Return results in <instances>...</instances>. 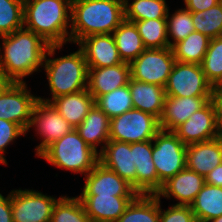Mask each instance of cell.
<instances>
[{"instance_id":"cell-1","label":"cell","mask_w":222,"mask_h":222,"mask_svg":"<svg viewBox=\"0 0 222 222\" xmlns=\"http://www.w3.org/2000/svg\"><path fill=\"white\" fill-rule=\"evenodd\" d=\"M49 45L40 35L24 27L1 36V71L12 82L25 83V78L31 77L35 72H42Z\"/></svg>"},{"instance_id":"cell-2","label":"cell","mask_w":222,"mask_h":222,"mask_svg":"<svg viewBox=\"0 0 222 222\" xmlns=\"http://www.w3.org/2000/svg\"><path fill=\"white\" fill-rule=\"evenodd\" d=\"M72 0H24L23 27L50 45L70 43Z\"/></svg>"},{"instance_id":"cell-3","label":"cell","mask_w":222,"mask_h":222,"mask_svg":"<svg viewBox=\"0 0 222 222\" xmlns=\"http://www.w3.org/2000/svg\"><path fill=\"white\" fill-rule=\"evenodd\" d=\"M125 20L122 0H72L70 44L100 34H112Z\"/></svg>"},{"instance_id":"cell-4","label":"cell","mask_w":222,"mask_h":222,"mask_svg":"<svg viewBox=\"0 0 222 222\" xmlns=\"http://www.w3.org/2000/svg\"><path fill=\"white\" fill-rule=\"evenodd\" d=\"M64 45H49L45 54L44 70L50 91V97L38 96V99L50 103L56 97L76 93L87 89L88 66L82 50L55 57L57 50Z\"/></svg>"},{"instance_id":"cell-5","label":"cell","mask_w":222,"mask_h":222,"mask_svg":"<svg viewBox=\"0 0 222 222\" xmlns=\"http://www.w3.org/2000/svg\"><path fill=\"white\" fill-rule=\"evenodd\" d=\"M54 167L87 175L99 162V153L91 148L74 128L49 145L39 156Z\"/></svg>"},{"instance_id":"cell-6","label":"cell","mask_w":222,"mask_h":222,"mask_svg":"<svg viewBox=\"0 0 222 222\" xmlns=\"http://www.w3.org/2000/svg\"><path fill=\"white\" fill-rule=\"evenodd\" d=\"M159 119L150 113L132 108L110 119L109 140L136 143L153 140L160 131Z\"/></svg>"},{"instance_id":"cell-7","label":"cell","mask_w":222,"mask_h":222,"mask_svg":"<svg viewBox=\"0 0 222 222\" xmlns=\"http://www.w3.org/2000/svg\"><path fill=\"white\" fill-rule=\"evenodd\" d=\"M152 161L158 179L165 183L186 168V145L173 131L160 130L152 140Z\"/></svg>"},{"instance_id":"cell-8","label":"cell","mask_w":222,"mask_h":222,"mask_svg":"<svg viewBox=\"0 0 222 222\" xmlns=\"http://www.w3.org/2000/svg\"><path fill=\"white\" fill-rule=\"evenodd\" d=\"M214 88L199 64L176 61L165 86L166 96L213 97Z\"/></svg>"},{"instance_id":"cell-9","label":"cell","mask_w":222,"mask_h":222,"mask_svg":"<svg viewBox=\"0 0 222 222\" xmlns=\"http://www.w3.org/2000/svg\"><path fill=\"white\" fill-rule=\"evenodd\" d=\"M35 130L36 137L40 143L35 146V156H39L49 145L70 133L74 127L56 110V108L47 102L38 100L32 111V117L28 132ZM39 136V137H38Z\"/></svg>"},{"instance_id":"cell-10","label":"cell","mask_w":222,"mask_h":222,"mask_svg":"<svg viewBox=\"0 0 222 222\" xmlns=\"http://www.w3.org/2000/svg\"><path fill=\"white\" fill-rule=\"evenodd\" d=\"M175 62L170 47L146 48L130 63L131 78L165 87Z\"/></svg>"},{"instance_id":"cell-11","label":"cell","mask_w":222,"mask_h":222,"mask_svg":"<svg viewBox=\"0 0 222 222\" xmlns=\"http://www.w3.org/2000/svg\"><path fill=\"white\" fill-rule=\"evenodd\" d=\"M58 198L33 189H12L13 222H50Z\"/></svg>"},{"instance_id":"cell-12","label":"cell","mask_w":222,"mask_h":222,"mask_svg":"<svg viewBox=\"0 0 222 222\" xmlns=\"http://www.w3.org/2000/svg\"><path fill=\"white\" fill-rule=\"evenodd\" d=\"M38 100V96L31 93L27 82H12L0 94V119L16 123L27 132L34 105Z\"/></svg>"},{"instance_id":"cell-13","label":"cell","mask_w":222,"mask_h":222,"mask_svg":"<svg viewBox=\"0 0 222 222\" xmlns=\"http://www.w3.org/2000/svg\"><path fill=\"white\" fill-rule=\"evenodd\" d=\"M173 132L185 145L205 142L221 136L214 100L211 99L203 108L194 112Z\"/></svg>"},{"instance_id":"cell-14","label":"cell","mask_w":222,"mask_h":222,"mask_svg":"<svg viewBox=\"0 0 222 222\" xmlns=\"http://www.w3.org/2000/svg\"><path fill=\"white\" fill-rule=\"evenodd\" d=\"M84 178L80 195L137 196L139 193L117 173L100 162Z\"/></svg>"},{"instance_id":"cell-15","label":"cell","mask_w":222,"mask_h":222,"mask_svg":"<svg viewBox=\"0 0 222 222\" xmlns=\"http://www.w3.org/2000/svg\"><path fill=\"white\" fill-rule=\"evenodd\" d=\"M205 185V177L187 167L163 183L156 193L159 199H176L175 205H191Z\"/></svg>"},{"instance_id":"cell-16","label":"cell","mask_w":222,"mask_h":222,"mask_svg":"<svg viewBox=\"0 0 222 222\" xmlns=\"http://www.w3.org/2000/svg\"><path fill=\"white\" fill-rule=\"evenodd\" d=\"M76 45L82 50L88 68L110 67L123 63L113 34L87 36Z\"/></svg>"},{"instance_id":"cell-17","label":"cell","mask_w":222,"mask_h":222,"mask_svg":"<svg viewBox=\"0 0 222 222\" xmlns=\"http://www.w3.org/2000/svg\"><path fill=\"white\" fill-rule=\"evenodd\" d=\"M136 167V191L139 194H156L163 186L152 161V140L131 143Z\"/></svg>"},{"instance_id":"cell-18","label":"cell","mask_w":222,"mask_h":222,"mask_svg":"<svg viewBox=\"0 0 222 222\" xmlns=\"http://www.w3.org/2000/svg\"><path fill=\"white\" fill-rule=\"evenodd\" d=\"M99 162L117 173L136 190V167L131 144L109 140L99 153Z\"/></svg>"},{"instance_id":"cell-19","label":"cell","mask_w":222,"mask_h":222,"mask_svg":"<svg viewBox=\"0 0 222 222\" xmlns=\"http://www.w3.org/2000/svg\"><path fill=\"white\" fill-rule=\"evenodd\" d=\"M92 222H116L136 196L78 195Z\"/></svg>"},{"instance_id":"cell-20","label":"cell","mask_w":222,"mask_h":222,"mask_svg":"<svg viewBox=\"0 0 222 222\" xmlns=\"http://www.w3.org/2000/svg\"><path fill=\"white\" fill-rule=\"evenodd\" d=\"M130 63L123 62L110 67L88 68V92L96 99L98 96L128 85Z\"/></svg>"},{"instance_id":"cell-21","label":"cell","mask_w":222,"mask_h":222,"mask_svg":"<svg viewBox=\"0 0 222 222\" xmlns=\"http://www.w3.org/2000/svg\"><path fill=\"white\" fill-rule=\"evenodd\" d=\"M213 97H173L166 96L164 110L159 125L161 130L174 131L190 116L203 108Z\"/></svg>"},{"instance_id":"cell-22","label":"cell","mask_w":222,"mask_h":222,"mask_svg":"<svg viewBox=\"0 0 222 222\" xmlns=\"http://www.w3.org/2000/svg\"><path fill=\"white\" fill-rule=\"evenodd\" d=\"M222 163V136L186 145V167L205 177Z\"/></svg>"},{"instance_id":"cell-23","label":"cell","mask_w":222,"mask_h":222,"mask_svg":"<svg viewBox=\"0 0 222 222\" xmlns=\"http://www.w3.org/2000/svg\"><path fill=\"white\" fill-rule=\"evenodd\" d=\"M75 129L91 148L100 153L109 141L110 118L94 104L85 119ZM99 146L100 149H98Z\"/></svg>"},{"instance_id":"cell-24","label":"cell","mask_w":222,"mask_h":222,"mask_svg":"<svg viewBox=\"0 0 222 222\" xmlns=\"http://www.w3.org/2000/svg\"><path fill=\"white\" fill-rule=\"evenodd\" d=\"M128 85L133 107L160 119L164 110L165 87L140 82L131 77Z\"/></svg>"},{"instance_id":"cell-25","label":"cell","mask_w":222,"mask_h":222,"mask_svg":"<svg viewBox=\"0 0 222 222\" xmlns=\"http://www.w3.org/2000/svg\"><path fill=\"white\" fill-rule=\"evenodd\" d=\"M56 110L76 128L87 116L95 104L88 89L56 97L50 102Z\"/></svg>"},{"instance_id":"cell-26","label":"cell","mask_w":222,"mask_h":222,"mask_svg":"<svg viewBox=\"0 0 222 222\" xmlns=\"http://www.w3.org/2000/svg\"><path fill=\"white\" fill-rule=\"evenodd\" d=\"M116 222H160V199L156 194H138Z\"/></svg>"},{"instance_id":"cell-27","label":"cell","mask_w":222,"mask_h":222,"mask_svg":"<svg viewBox=\"0 0 222 222\" xmlns=\"http://www.w3.org/2000/svg\"><path fill=\"white\" fill-rule=\"evenodd\" d=\"M197 222H208L222 215V187L205 183L190 205Z\"/></svg>"},{"instance_id":"cell-28","label":"cell","mask_w":222,"mask_h":222,"mask_svg":"<svg viewBox=\"0 0 222 222\" xmlns=\"http://www.w3.org/2000/svg\"><path fill=\"white\" fill-rule=\"evenodd\" d=\"M112 34L123 62L131 63L146 49L134 22L124 20Z\"/></svg>"},{"instance_id":"cell-29","label":"cell","mask_w":222,"mask_h":222,"mask_svg":"<svg viewBox=\"0 0 222 222\" xmlns=\"http://www.w3.org/2000/svg\"><path fill=\"white\" fill-rule=\"evenodd\" d=\"M210 38L198 31L190 33L171 49L176 61L201 64L209 46Z\"/></svg>"},{"instance_id":"cell-30","label":"cell","mask_w":222,"mask_h":222,"mask_svg":"<svg viewBox=\"0 0 222 222\" xmlns=\"http://www.w3.org/2000/svg\"><path fill=\"white\" fill-rule=\"evenodd\" d=\"M124 11L125 20L134 22L166 18L170 9L166 0H125Z\"/></svg>"},{"instance_id":"cell-31","label":"cell","mask_w":222,"mask_h":222,"mask_svg":"<svg viewBox=\"0 0 222 222\" xmlns=\"http://www.w3.org/2000/svg\"><path fill=\"white\" fill-rule=\"evenodd\" d=\"M97 105L110 119L122 115L133 107L129 85L119 87L110 93L98 96Z\"/></svg>"},{"instance_id":"cell-32","label":"cell","mask_w":222,"mask_h":222,"mask_svg":"<svg viewBox=\"0 0 222 222\" xmlns=\"http://www.w3.org/2000/svg\"><path fill=\"white\" fill-rule=\"evenodd\" d=\"M50 222H92L81 199L63 195L55 204Z\"/></svg>"},{"instance_id":"cell-33","label":"cell","mask_w":222,"mask_h":222,"mask_svg":"<svg viewBox=\"0 0 222 222\" xmlns=\"http://www.w3.org/2000/svg\"><path fill=\"white\" fill-rule=\"evenodd\" d=\"M134 23L146 48L169 47L166 18L134 21Z\"/></svg>"},{"instance_id":"cell-34","label":"cell","mask_w":222,"mask_h":222,"mask_svg":"<svg viewBox=\"0 0 222 222\" xmlns=\"http://www.w3.org/2000/svg\"><path fill=\"white\" fill-rule=\"evenodd\" d=\"M201 68L213 88L222 87V36L210 39Z\"/></svg>"},{"instance_id":"cell-35","label":"cell","mask_w":222,"mask_h":222,"mask_svg":"<svg viewBox=\"0 0 222 222\" xmlns=\"http://www.w3.org/2000/svg\"><path fill=\"white\" fill-rule=\"evenodd\" d=\"M192 22L195 31L214 39L222 36V0L211 8L192 12Z\"/></svg>"},{"instance_id":"cell-36","label":"cell","mask_w":222,"mask_h":222,"mask_svg":"<svg viewBox=\"0 0 222 222\" xmlns=\"http://www.w3.org/2000/svg\"><path fill=\"white\" fill-rule=\"evenodd\" d=\"M167 36L169 47L184 40L190 33L195 31L192 22V12L186 8H178L173 14L168 11L167 17Z\"/></svg>"},{"instance_id":"cell-37","label":"cell","mask_w":222,"mask_h":222,"mask_svg":"<svg viewBox=\"0 0 222 222\" xmlns=\"http://www.w3.org/2000/svg\"><path fill=\"white\" fill-rule=\"evenodd\" d=\"M24 0H0V37L23 28Z\"/></svg>"},{"instance_id":"cell-38","label":"cell","mask_w":222,"mask_h":222,"mask_svg":"<svg viewBox=\"0 0 222 222\" xmlns=\"http://www.w3.org/2000/svg\"><path fill=\"white\" fill-rule=\"evenodd\" d=\"M26 131L18 124L0 119V164L8 165L4 156L8 146L16 142L19 137L26 136Z\"/></svg>"},{"instance_id":"cell-39","label":"cell","mask_w":222,"mask_h":222,"mask_svg":"<svg viewBox=\"0 0 222 222\" xmlns=\"http://www.w3.org/2000/svg\"><path fill=\"white\" fill-rule=\"evenodd\" d=\"M161 204L160 199V222H197L191 206L173 203L164 210Z\"/></svg>"},{"instance_id":"cell-40","label":"cell","mask_w":222,"mask_h":222,"mask_svg":"<svg viewBox=\"0 0 222 222\" xmlns=\"http://www.w3.org/2000/svg\"><path fill=\"white\" fill-rule=\"evenodd\" d=\"M221 0H183V7L190 12H201L218 4Z\"/></svg>"},{"instance_id":"cell-41","label":"cell","mask_w":222,"mask_h":222,"mask_svg":"<svg viewBox=\"0 0 222 222\" xmlns=\"http://www.w3.org/2000/svg\"><path fill=\"white\" fill-rule=\"evenodd\" d=\"M0 222H13L11 191L7 196L0 193Z\"/></svg>"},{"instance_id":"cell-42","label":"cell","mask_w":222,"mask_h":222,"mask_svg":"<svg viewBox=\"0 0 222 222\" xmlns=\"http://www.w3.org/2000/svg\"><path fill=\"white\" fill-rule=\"evenodd\" d=\"M205 183L222 187V163L205 176Z\"/></svg>"},{"instance_id":"cell-43","label":"cell","mask_w":222,"mask_h":222,"mask_svg":"<svg viewBox=\"0 0 222 222\" xmlns=\"http://www.w3.org/2000/svg\"><path fill=\"white\" fill-rule=\"evenodd\" d=\"M213 100L217 108L218 126L222 136V87L215 88Z\"/></svg>"},{"instance_id":"cell-44","label":"cell","mask_w":222,"mask_h":222,"mask_svg":"<svg viewBox=\"0 0 222 222\" xmlns=\"http://www.w3.org/2000/svg\"><path fill=\"white\" fill-rule=\"evenodd\" d=\"M12 83V81L0 69V94Z\"/></svg>"},{"instance_id":"cell-45","label":"cell","mask_w":222,"mask_h":222,"mask_svg":"<svg viewBox=\"0 0 222 222\" xmlns=\"http://www.w3.org/2000/svg\"><path fill=\"white\" fill-rule=\"evenodd\" d=\"M208 222H222V215L220 217H218V218L209 220Z\"/></svg>"}]
</instances>
